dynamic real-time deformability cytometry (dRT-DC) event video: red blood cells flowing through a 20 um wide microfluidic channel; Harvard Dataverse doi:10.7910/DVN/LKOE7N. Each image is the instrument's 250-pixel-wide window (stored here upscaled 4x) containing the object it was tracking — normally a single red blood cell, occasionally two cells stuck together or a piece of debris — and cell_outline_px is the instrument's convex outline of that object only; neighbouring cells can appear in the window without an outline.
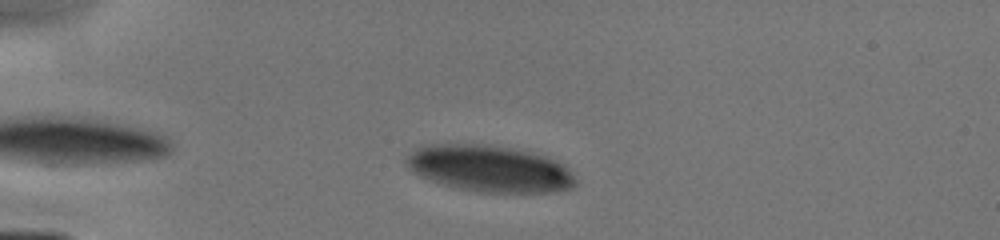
{"species": "human", "species_latin": "Homo sapiens", "temperature_condition": "cold", "stored_images_in_passage": 20, "camera_frame_rate_fps": 3000, "um_per_image_px": 0.085, "donor": {"sex": "male"}, "frame": {"image": 1, "passage_image": 7, "time_ms": 2.333, "image_size_px": [1000, 240], "cell_outline_px": [[576, 184], [572, 188], [548, 192], [476, 192], [444, 184], [420, 176], [412, 172], [404, 164], [404, 156], [416, 148], [424, 144], [488, 144], [532, 152], [548, 156], [564, 164], [572, 172], [576, 180]], "centroid_in_image_um": [41.59, 14.31], "position_along_channel_um": 43.4, "area_um2": 46.3}}
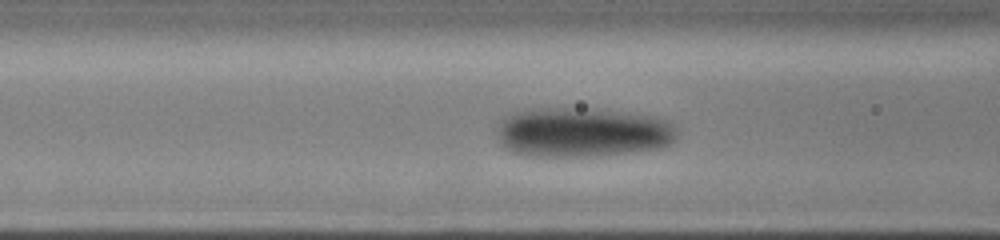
{"frame": {"image": 2, "passage_image": 14, "time_ms": 5.0, "image_size_px": [1000, 240], "cell_outline_px": [[676, 140], [660, 148], [596, 156], [532, 156], [512, 152], [500, 140], [496, 132], [500, 120], [516, 112], [532, 108], [572, 108], [624, 112], [656, 116], [668, 120], [676, 128]], "centroid_in_image_um": [49.52, 11.24], "position_along_channel_um": 117.1, "area_um2": 51.85}}
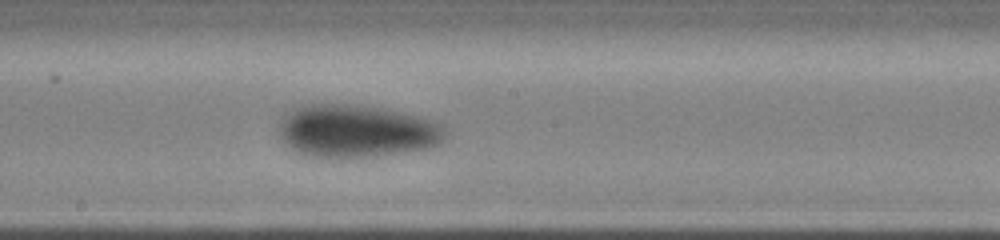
{"frame": {"image": 3, "passage_image": 20, "time_ms": 7.333, "image_size_px": [1000, 240], "cell_outline_px": [[448, 132], [440, 144], [428, 148], [400, 152], [364, 156], [312, 156], [300, 152], [292, 148], [284, 140], [280, 132], [280, 120], [292, 108], [300, 104], [352, 104], [384, 108], [420, 116], [444, 124]], "centroid_in_image_um": [30.36, 11.09], "position_along_channel_um": 217.8, "area_um2": 50.69}}